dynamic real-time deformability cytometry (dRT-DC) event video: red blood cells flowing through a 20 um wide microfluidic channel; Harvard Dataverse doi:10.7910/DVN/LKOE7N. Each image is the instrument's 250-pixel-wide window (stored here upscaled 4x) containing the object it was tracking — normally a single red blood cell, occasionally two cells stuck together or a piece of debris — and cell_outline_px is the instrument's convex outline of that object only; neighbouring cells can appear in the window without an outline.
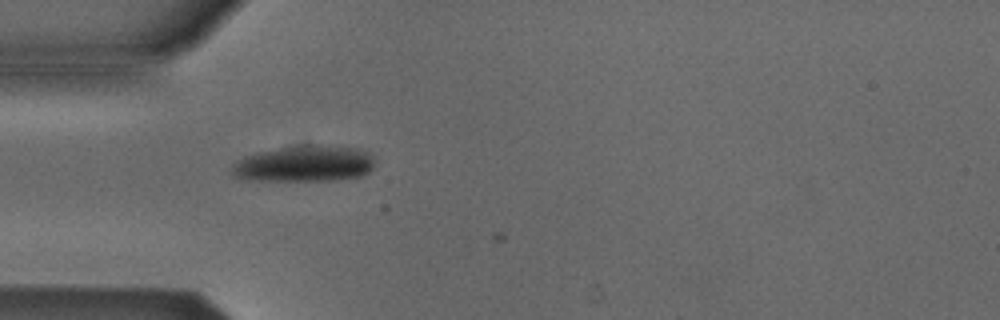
{"species": "Egyptian fruit bat (a non-hibernating species)", "species_latin": "Rousettus aegyptiacus", "temperature_condition": "cold", "stored_images_in_passage": 8, "camera_frame_rate_fps": 3000, "um_per_image_px": 0.085, "animal": {"sex": "male"}, "frame": {"image": 1, "passage_image": 7, "time_ms": 2.0, "image_size_px": [1000, 320], "cell_outline_px": [[376, 164], [368, 172], [360, 176], [336, 180], [252, 180], [232, 176], [232, 164], [236, 160], [244, 156], [256, 152], [296, 144], [304, 144], [360, 148], [368, 152], [376, 160]], "centroid_in_image_um": [25.87, 13.9], "position_along_channel_um": 59.1, "area_um2": 30.58}}